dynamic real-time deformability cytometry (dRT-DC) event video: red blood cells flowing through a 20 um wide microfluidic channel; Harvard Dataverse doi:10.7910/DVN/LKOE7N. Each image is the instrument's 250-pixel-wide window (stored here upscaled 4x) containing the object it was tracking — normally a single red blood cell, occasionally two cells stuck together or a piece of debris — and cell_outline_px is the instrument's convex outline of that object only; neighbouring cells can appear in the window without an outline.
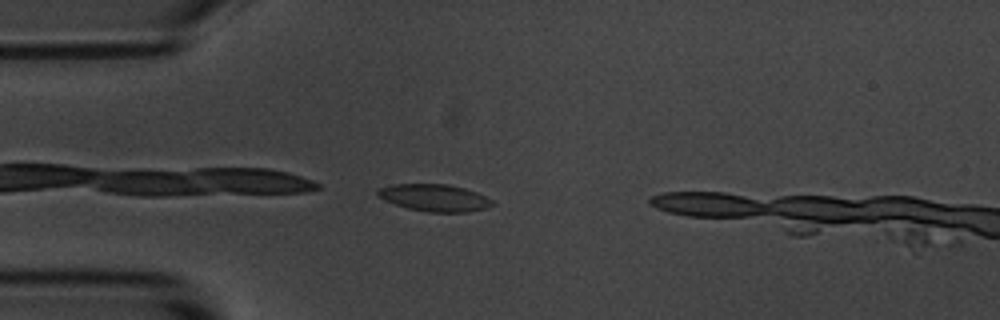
{"species": "common noctule bat (a hibernating species)", "species_latin": "Nyctalus noctula", "temperature_condition": "room temperature", "stored_images_in_passage": 32, "camera_frame_rate_fps": 3000, "um_per_image_px": 0.085, "animal": {"sex": "male", "body_mass_g": 20.1, "forearm_length_mm": 53.5}, "frame": {"image": 1, "passage_image": 1, "time_ms": 0.0, "image_size_px": [1000, 320], "cell_outline_px": [[496, 204], [484, 208], [468, 212], [428, 212], [408, 208], [384, 200], [376, 196], [376, 192], [380, 188], [392, 184], [448, 184], [464, 188], [476, 192], [492, 200]], "centroid_in_image_um": [36.92, 16.81], "position_along_channel_um": 48.1, "area_um2": 18.03}}
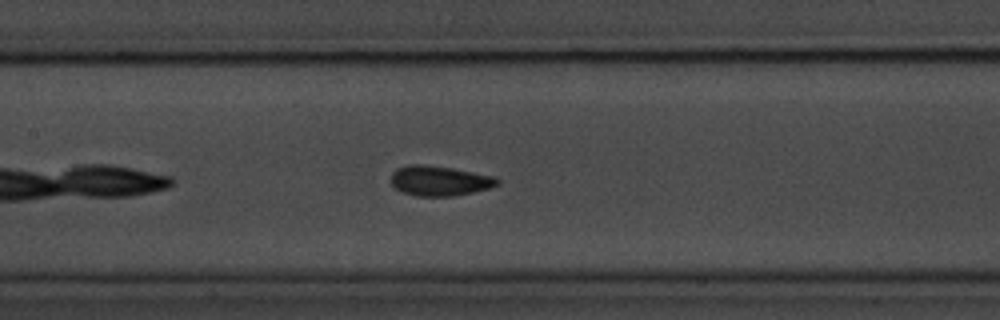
{"frame": {"image": 2, "passage_image": 12, "time_ms": 3.667, "image_size_px": [1000, 320], "cell_outline_px": [[500, 184], [488, 188], [472, 192], [452, 196], [416, 196], [404, 192], [396, 188], [392, 184], [392, 172], [396, 168], [408, 164], [424, 164], [452, 168], [496, 176], [500, 180]], "centroid_in_image_um": [37.37, 15.35], "position_along_channel_um": 170.0, "area_um2": 18.61}}
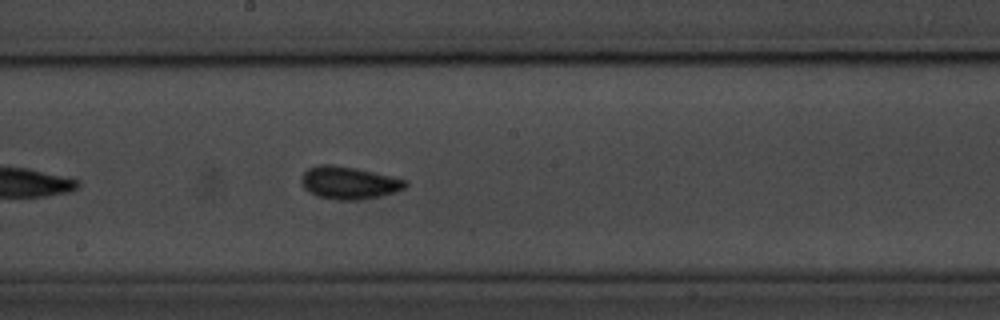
{"frame": {"image": 3, "passage_image": 16, "time_ms": 5.0, "image_size_px": [1000, 320], "cell_outline_px": [[408, 184], [404, 188], [380, 196], [356, 200], [336, 200], [316, 196], [308, 192], [304, 188], [300, 180], [304, 172], [308, 168], [320, 164], [332, 164], [356, 168], [408, 180]], "centroid_in_image_um": [29.62, 15.53], "position_along_channel_um": 218.6, "area_um2": 19.77}}